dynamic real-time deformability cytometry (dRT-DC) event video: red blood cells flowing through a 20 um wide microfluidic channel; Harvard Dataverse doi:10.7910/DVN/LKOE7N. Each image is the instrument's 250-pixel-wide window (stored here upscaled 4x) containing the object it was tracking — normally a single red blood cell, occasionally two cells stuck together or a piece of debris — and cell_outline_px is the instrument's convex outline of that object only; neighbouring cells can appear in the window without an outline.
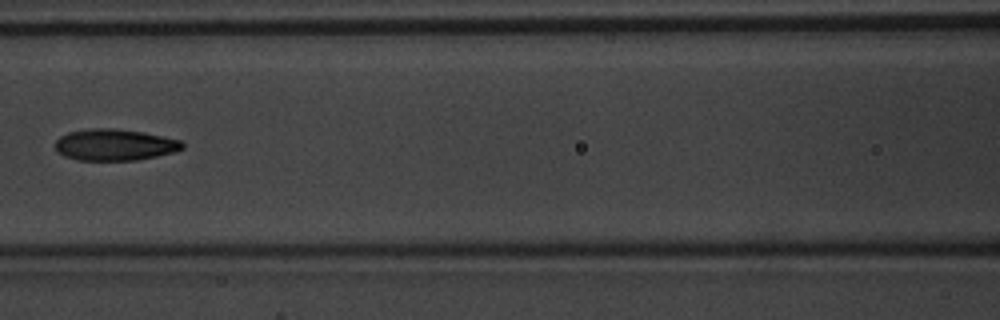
{"species": "common noctule bat (a hibernating species)", "species_latin": "Nyctalus noctula", "temperature_condition": "warm", "stored_images_in_passage": 6, "camera_frame_rate_fps": 3000, "um_per_image_px": 0.085, "animal": {"sex": "male", "body_mass_g": 20.1, "forearm_length_mm": 53.5}, "frame": {"image": 1, "passage_image": 5, "time_ms": 1.333, "image_size_px": [1000, 320], "cell_outline_px": [[184, 148], [176, 152], [136, 160], [76, 160], [64, 156], [56, 152], [56, 140], [60, 136], [68, 132], [88, 128], [116, 128], [144, 132], [164, 136], [180, 140], [184, 144]], "centroid_in_image_um": [9.75, 12.3], "position_along_channel_um": 156.9, "area_um2": 23.58}}
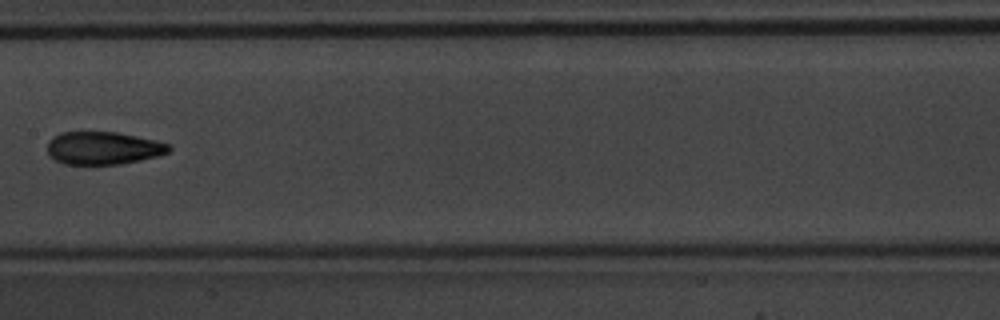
{"frame": {"image": 2, "passage_image": 6, "time_ms": 1.667, "image_size_px": [1000, 320], "cell_outline_px": [[172, 148], [168, 152], [156, 156], [140, 160], [120, 164], [64, 164], [48, 156], [48, 140], [52, 136], [60, 132], [116, 132], [136, 136], [172, 144]], "centroid_in_image_um": [8.75, 12.58], "position_along_channel_um": 198.6, "area_um2": 23.29}}